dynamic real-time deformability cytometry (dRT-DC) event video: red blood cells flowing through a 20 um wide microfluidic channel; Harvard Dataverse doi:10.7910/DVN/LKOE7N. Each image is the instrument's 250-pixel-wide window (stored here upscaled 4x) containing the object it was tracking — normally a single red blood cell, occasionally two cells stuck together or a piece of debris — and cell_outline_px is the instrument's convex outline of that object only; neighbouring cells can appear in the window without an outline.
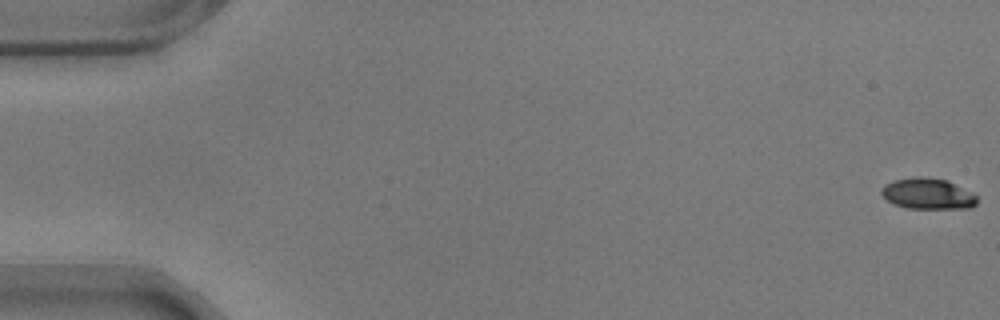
{"species": "common noctule bat (a hibernating species)", "species_latin": "Nyctalus noctula", "temperature_condition": "warm", "stored_images_in_passage": 58, "camera_frame_rate_fps": 3000, "um_per_image_px": 0.085, "animal": {"sex": "male", "body_mass_g": 17.9}, "frame": {"image": 1, "passage_image": 1, "time_ms": 0.0, "image_size_px": [1000, 320], "cell_outline_px": [[976, 204], [972, 208], [904, 208], [888, 200], [880, 192], [884, 184], [892, 180], [912, 176], [924, 176], [948, 180], [972, 192], [976, 196]], "centroid_in_image_um": [78.86, 16.44], "position_along_channel_um": 6.1, "area_um2": 17.4}}
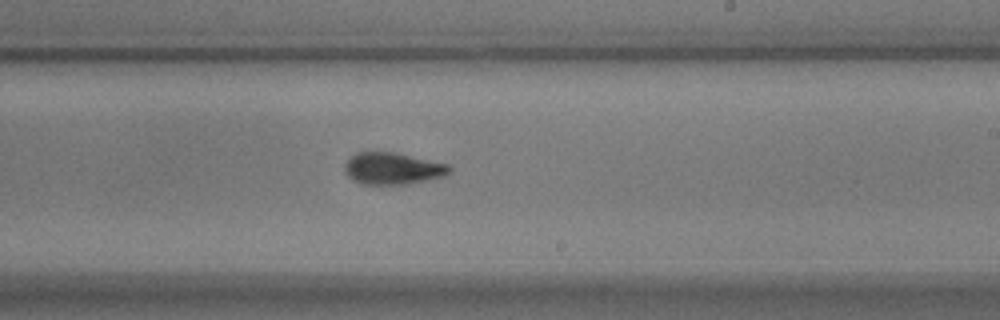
{"frame": {"image": 2, "passage_image": 35, "time_ms": 11.333, "image_size_px": [1000, 320], "cell_outline_px": [[452, 172], [444, 176], [408, 184], [360, 184], [352, 180], [344, 172], [344, 164], [356, 152], [392, 152], [448, 164], [452, 168]], "centroid_in_image_um": [33.36, 14.33], "position_along_channel_um": 255.6, "area_um2": 19.42}}
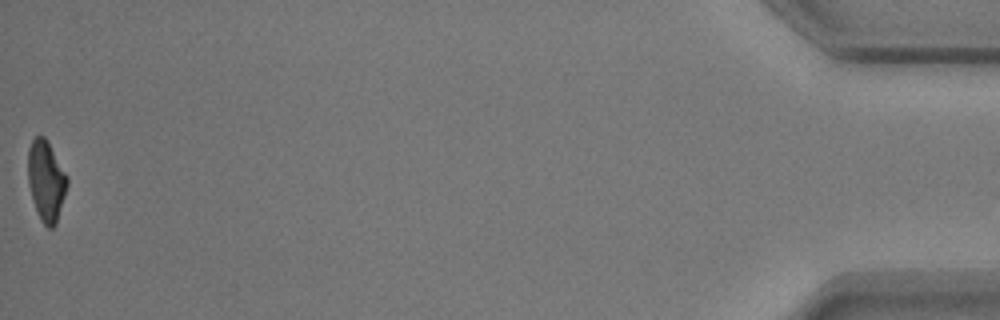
{"frame": {"image": 3, "passage_image": 58, "time_ms": 19.0, "image_size_px": [1000, 320], "cell_outline_px": [[68, 184], [56, 224], [52, 228], [48, 228], [40, 220], [32, 200], [28, 184], [28, 148], [32, 140], [36, 136], [44, 136], [48, 140], [68, 176]], "centroid_in_image_um": [3.92, 15.35], "position_along_channel_um": 431.3, "area_um2": 18.61}, "authors_computed_cell_mechanics": {"area_um2": 18.9006, "velocity_mm_per_s": 3.5465, "shape_relaxation_time_tau1_ms": 4.5426, "shape_relaxation_time_tau2_ms": 1.958, "deformation_change_tau1": 0.1856, "deformation_change_tau2": 0.079}}